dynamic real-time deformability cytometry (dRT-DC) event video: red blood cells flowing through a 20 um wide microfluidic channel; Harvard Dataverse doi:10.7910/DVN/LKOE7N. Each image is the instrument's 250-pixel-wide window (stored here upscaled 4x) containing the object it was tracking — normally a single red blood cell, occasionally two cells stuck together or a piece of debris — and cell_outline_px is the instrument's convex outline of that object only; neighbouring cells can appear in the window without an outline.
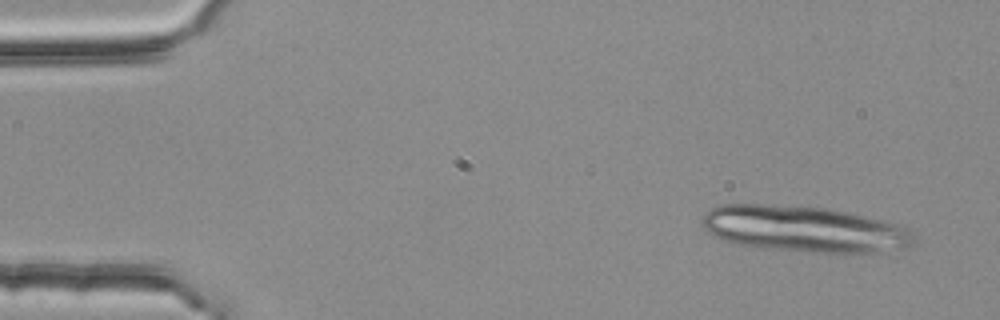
{"species": "common noctule bat (a hibernating species)", "species_latin": "Nyctalus noctula", "temperature_condition": "room temperature", "stored_images_in_passage": 14, "camera_frame_rate_fps": 3000, "um_per_image_px": 0.085, "animal": {"sex": "female", "body_mass_g": 25.1}, "frame": {"image": 1, "passage_image": 3, "time_ms": 0.667, "image_size_px": [1000, 320], "cell_outline_px": [[912, 244], [908, 248], [876, 252], [816, 252], [760, 248], [740, 244], [724, 240], [708, 232], [704, 228], [704, 216], [712, 208], [724, 204], [760, 204], [828, 208], [908, 228], [912, 236]], "centroid_in_image_um": [68.31, 19.47], "position_along_channel_um": 16.7, "area_um2": 55.66}}